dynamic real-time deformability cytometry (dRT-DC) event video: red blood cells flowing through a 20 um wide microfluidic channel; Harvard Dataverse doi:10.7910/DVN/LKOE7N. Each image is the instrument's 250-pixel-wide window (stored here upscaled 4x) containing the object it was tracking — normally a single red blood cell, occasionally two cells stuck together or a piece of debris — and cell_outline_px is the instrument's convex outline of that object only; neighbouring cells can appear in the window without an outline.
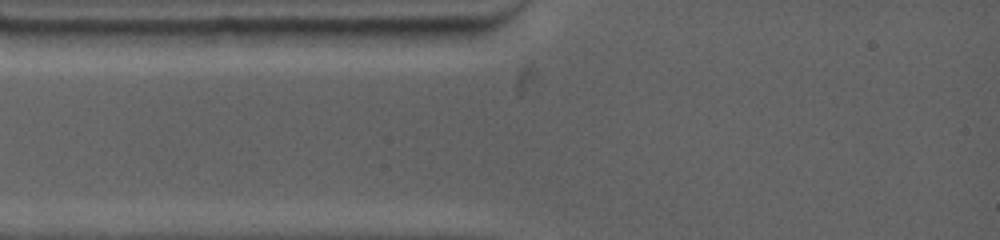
{"species": "common noctule bat (a hibernating species)", "species_latin": "Nyctalus noctula", "temperature_condition": "warm", "stored_images_in_passage": 2, "camera_frame_rate_fps": 4500, "um_per_image_px": 0.085, "animal": {"sex": "female", "body_mass_g": 19.0, "forearm_length_mm": 53.3}, "frame": {"image": 1, "passage_image": 1, "time_ms": 0.0, "image_size_px": [1000, 240], "cell_outline_px": [[184, 32], [156, 48], [64, 48], [32, 32], [72, 28], [148, 28]], "centroid_in_image_um": [9.26, 3.2], "position_along_channel_um": 75.7, "area_um2": 17.4}}